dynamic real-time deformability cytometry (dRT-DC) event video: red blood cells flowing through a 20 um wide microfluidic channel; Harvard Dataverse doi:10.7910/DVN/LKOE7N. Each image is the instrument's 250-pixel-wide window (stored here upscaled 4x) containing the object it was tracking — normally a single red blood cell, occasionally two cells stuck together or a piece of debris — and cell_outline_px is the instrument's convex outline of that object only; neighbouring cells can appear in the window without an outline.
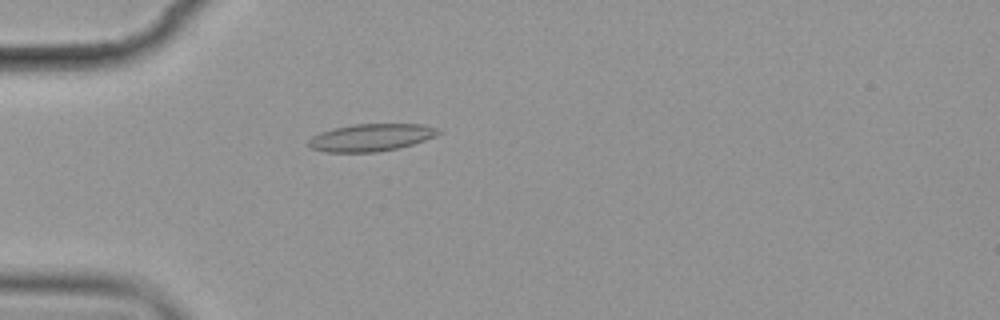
{"species": "common noctule bat (a hibernating species)", "species_latin": "Nyctalus noctula", "temperature_condition": "cold", "stored_images_in_passage": 6, "camera_frame_rate_fps": 3000, "um_per_image_px": 0.085, "animal": {"sex": "female", "body_mass_g": 19.9}, "frame": {"image": 1, "passage_image": 5, "time_ms": 4.667, "image_size_px": [1000, 320], "cell_outline_px": [[444, 132], [436, 136], [412, 144], [396, 148], [376, 152], [324, 152], [312, 148], [308, 144], [308, 140], [312, 136], [320, 132], [332, 128], [352, 124], [420, 124], [436, 128]], "centroid_in_image_um": [31.52, 11.68], "position_along_channel_um": 53.5, "area_um2": 20.69}}